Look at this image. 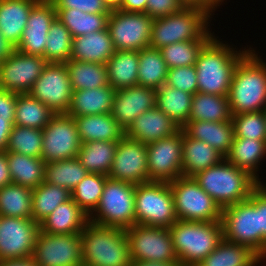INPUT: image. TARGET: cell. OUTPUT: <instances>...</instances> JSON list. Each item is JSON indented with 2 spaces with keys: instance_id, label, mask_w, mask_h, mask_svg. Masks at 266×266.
<instances>
[{
  "instance_id": "obj_42",
  "label": "cell",
  "mask_w": 266,
  "mask_h": 266,
  "mask_svg": "<svg viewBox=\"0 0 266 266\" xmlns=\"http://www.w3.org/2000/svg\"><path fill=\"white\" fill-rule=\"evenodd\" d=\"M57 18L73 38L107 29L109 14L85 13L78 9H56Z\"/></svg>"
},
{
  "instance_id": "obj_26",
  "label": "cell",
  "mask_w": 266,
  "mask_h": 266,
  "mask_svg": "<svg viewBox=\"0 0 266 266\" xmlns=\"http://www.w3.org/2000/svg\"><path fill=\"white\" fill-rule=\"evenodd\" d=\"M182 129L190 138L207 143L224 157L230 151L234 138L231 121H188Z\"/></svg>"
},
{
  "instance_id": "obj_12",
  "label": "cell",
  "mask_w": 266,
  "mask_h": 266,
  "mask_svg": "<svg viewBox=\"0 0 266 266\" xmlns=\"http://www.w3.org/2000/svg\"><path fill=\"white\" fill-rule=\"evenodd\" d=\"M153 20L146 13L110 11L107 29L115 50L140 51L149 47Z\"/></svg>"
},
{
  "instance_id": "obj_21",
  "label": "cell",
  "mask_w": 266,
  "mask_h": 266,
  "mask_svg": "<svg viewBox=\"0 0 266 266\" xmlns=\"http://www.w3.org/2000/svg\"><path fill=\"white\" fill-rule=\"evenodd\" d=\"M156 107V90L135 85L116 91L111 115L124 131L142 113Z\"/></svg>"
},
{
  "instance_id": "obj_62",
  "label": "cell",
  "mask_w": 266,
  "mask_h": 266,
  "mask_svg": "<svg viewBox=\"0 0 266 266\" xmlns=\"http://www.w3.org/2000/svg\"><path fill=\"white\" fill-rule=\"evenodd\" d=\"M264 114H265V121H266V107L265 109L263 110Z\"/></svg>"
},
{
  "instance_id": "obj_36",
  "label": "cell",
  "mask_w": 266,
  "mask_h": 266,
  "mask_svg": "<svg viewBox=\"0 0 266 266\" xmlns=\"http://www.w3.org/2000/svg\"><path fill=\"white\" fill-rule=\"evenodd\" d=\"M232 113L227 96L197 92L193 95L188 121H231Z\"/></svg>"
},
{
  "instance_id": "obj_27",
  "label": "cell",
  "mask_w": 266,
  "mask_h": 266,
  "mask_svg": "<svg viewBox=\"0 0 266 266\" xmlns=\"http://www.w3.org/2000/svg\"><path fill=\"white\" fill-rule=\"evenodd\" d=\"M88 222L89 216L71 198L39 224V231L58 235L77 234L83 231Z\"/></svg>"
},
{
  "instance_id": "obj_61",
  "label": "cell",
  "mask_w": 266,
  "mask_h": 266,
  "mask_svg": "<svg viewBox=\"0 0 266 266\" xmlns=\"http://www.w3.org/2000/svg\"><path fill=\"white\" fill-rule=\"evenodd\" d=\"M103 1L110 11L119 9L123 2V0H103Z\"/></svg>"
},
{
  "instance_id": "obj_48",
  "label": "cell",
  "mask_w": 266,
  "mask_h": 266,
  "mask_svg": "<svg viewBox=\"0 0 266 266\" xmlns=\"http://www.w3.org/2000/svg\"><path fill=\"white\" fill-rule=\"evenodd\" d=\"M234 138L266 140V121L263 111L232 115Z\"/></svg>"
},
{
  "instance_id": "obj_41",
  "label": "cell",
  "mask_w": 266,
  "mask_h": 266,
  "mask_svg": "<svg viewBox=\"0 0 266 266\" xmlns=\"http://www.w3.org/2000/svg\"><path fill=\"white\" fill-rule=\"evenodd\" d=\"M32 192L14 183L0 188V216L32 219Z\"/></svg>"
},
{
  "instance_id": "obj_23",
  "label": "cell",
  "mask_w": 266,
  "mask_h": 266,
  "mask_svg": "<svg viewBox=\"0 0 266 266\" xmlns=\"http://www.w3.org/2000/svg\"><path fill=\"white\" fill-rule=\"evenodd\" d=\"M115 51L109 31L105 29L73 38L70 59L106 64Z\"/></svg>"
},
{
  "instance_id": "obj_13",
  "label": "cell",
  "mask_w": 266,
  "mask_h": 266,
  "mask_svg": "<svg viewBox=\"0 0 266 266\" xmlns=\"http://www.w3.org/2000/svg\"><path fill=\"white\" fill-rule=\"evenodd\" d=\"M32 257L37 266H83L81 233L58 235L39 231Z\"/></svg>"
},
{
  "instance_id": "obj_55",
  "label": "cell",
  "mask_w": 266,
  "mask_h": 266,
  "mask_svg": "<svg viewBox=\"0 0 266 266\" xmlns=\"http://www.w3.org/2000/svg\"><path fill=\"white\" fill-rule=\"evenodd\" d=\"M12 183V177L7 163V152H0V188Z\"/></svg>"
},
{
  "instance_id": "obj_9",
  "label": "cell",
  "mask_w": 266,
  "mask_h": 266,
  "mask_svg": "<svg viewBox=\"0 0 266 266\" xmlns=\"http://www.w3.org/2000/svg\"><path fill=\"white\" fill-rule=\"evenodd\" d=\"M223 238L249 247L260 257L258 186L244 201L222 209Z\"/></svg>"
},
{
  "instance_id": "obj_47",
  "label": "cell",
  "mask_w": 266,
  "mask_h": 266,
  "mask_svg": "<svg viewBox=\"0 0 266 266\" xmlns=\"http://www.w3.org/2000/svg\"><path fill=\"white\" fill-rule=\"evenodd\" d=\"M210 40L181 41L163 46L160 51L168 69L195 65L203 47Z\"/></svg>"
},
{
  "instance_id": "obj_53",
  "label": "cell",
  "mask_w": 266,
  "mask_h": 266,
  "mask_svg": "<svg viewBox=\"0 0 266 266\" xmlns=\"http://www.w3.org/2000/svg\"><path fill=\"white\" fill-rule=\"evenodd\" d=\"M17 94L4 89H0V117L15 118V108Z\"/></svg>"
},
{
  "instance_id": "obj_59",
  "label": "cell",
  "mask_w": 266,
  "mask_h": 266,
  "mask_svg": "<svg viewBox=\"0 0 266 266\" xmlns=\"http://www.w3.org/2000/svg\"><path fill=\"white\" fill-rule=\"evenodd\" d=\"M14 49L15 48L4 39L0 31V62L9 56Z\"/></svg>"
},
{
  "instance_id": "obj_10",
  "label": "cell",
  "mask_w": 266,
  "mask_h": 266,
  "mask_svg": "<svg viewBox=\"0 0 266 266\" xmlns=\"http://www.w3.org/2000/svg\"><path fill=\"white\" fill-rule=\"evenodd\" d=\"M178 220L213 222L221 221L222 209L194 180L179 177L169 182Z\"/></svg>"
},
{
  "instance_id": "obj_44",
  "label": "cell",
  "mask_w": 266,
  "mask_h": 266,
  "mask_svg": "<svg viewBox=\"0 0 266 266\" xmlns=\"http://www.w3.org/2000/svg\"><path fill=\"white\" fill-rule=\"evenodd\" d=\"M72 41L69 29L56 17L48 32L44 59L48 63H66L71 58Z\"/></svg>"
},
{
  "instance_id": "obj_50",
  "label": "cell",
  "mask_w": 266,
  "mask_h": 266,
  "mask_svg": "<svg viewBox=\"0 0 266 266\" xmlns=\"http://www.w3.org/2000/svg\"><path fill=\"white\" fill-rule=\"evenodd\" d=\"M55 9H78L85 13L110 14L103 0H51Z\"/></svg>"
},
{
  "instance_id": "obj_40",
  "label": "cell",
  "mask_w": 266,
  "mask_h": 266,
  "mask_svg": "<svg viewBox=\"0 0 266 266\" xmlns=\"http://www.w3.org/2000/svg\"><path fill=\"white\" fill-rule=\"evenodd\" d=\"M55 115L44 103L27 94H17L15 125L44 129Z\"/></svg>"
},
{
  "instance_id": "obj_58",
  "label": "cell",
  "mask_w": 266,
  "mask_h": 266,
  "mask_svg": "<svg viewBox=\"0 0 266 266\" xmlns=\"http://www.w3.org/2000/svg\"><path fill=\"white\" fill-rule=\"evenodd\" d=\"M0 266H37L33 257L0 261Z\"/></svg>"
},
{
  "instance_id": "obj_15",
  "label": "cell",
  "mask_w": 266,
  "mask_h": 266,
  "mask_svg": "<svg viewBox=\"0 0 266 266\" xmlns=\"http://www.w3.org/2000/svg\"><path fill=\"white\" fill-rule=\"evenodd\" d=\"M42 133L41 158L46 163L77 157L82 142L73 116L55 114Z\"/></svg>"
},
{
  "instance_id": "obj_4",
  "label": "cell",
  "mask_w": 266,
  "mask_h": 266,
  "mask_svg": "<svg viewBox=\"0 0 266 266\" xmlns=\"http://www.w3.org/2000/svg\"><path fill=\"white\" fill-rule=\"evenodd\" d=\"M83 266H132L124 229L89 221L81 232Z\"/></svg>"
},
{
  "instance_id": "obj_11",
  "label": "cell",
  "mask_w": 266,
  "mask_h": 266,
  "mask_svg": "<svg viewBox=\"0 0 266 266\" xmlns=\"http://www.w3.org/2000/svg\"><path fill=\"white\" fill-rule=\"evenodd\" d=\"M125 232L132 262H179L168 228L135 224Z\"/></svg>"
},
{
  "instance_id": "obj_46",
  "label": "cell",
  "mask_w": 266,
  "mask_h": 266,
  "mask_svg": "<svg viewBox=\"0 0 266 266\" xmlns=\"http://www.w3.org/2000/svg\"><path fill=\"white\" fill-rule=\"evenodd\" d=\"M42 129L14 125L8 139L6 152H15L30 157L41 158Z\"/></svg>"
},
{
  "instance_id": "obj_25",
  "label": "cell",
  "mask_w": 266,
  "mask_h": 266,
  "mask_svg": "<svg viewBox=\"0 0 266 266\" xmlns=\"http://www.w3.org/2000/svg\"><path fill=\"white\" fill-rule=\"evenodd\" d=\"M116 90L110 86L74 90L66 114L73 117L111 113Z\"/></svg>"
},
{
  "instance_id": "obj_1",
  "label": "cell",
  "mask_w": 266,
  "mask_h": 266,
  "mask_svg": "<svg viewBox=\"0 0 266 266\" xmlns=\"http://www.w3.org/2000/svg\"><path fill=\"white\" fill-rule=\"evenodd\" d=\"M217 38L214 36L203 47L196 60L198 92L228 96L234 70L252 46L237 50Z\"/></svg>"
},
{
  "instance_id": "obj_38",
  "label": "cell",
  "mask_w": 266,
  "mask_h": 266,
  "mask_svg": "<svg viewBox=\"0 0 266 266\" xmlns=\"http://www.w3.org/2000/svg\"><path fill=\"white\" fill-rule=\"evenodd\" d=\"M71 199V192L66 188L42 182L32 192V219L40 224L60 204Z\"/></svg>"
},
{
  "instance_id": "obj_28",
  "label": "cell",
  "mask_w": 266,
  "mask_h": 266,
  "mask_svg": "<svg viewBox=\"0 0 266 266\" xmlns=\"http://www.w3.org/2000/svg\"><path fill=\"white\" fill-rule=\"evenodd\" d=\"M225 157L207 143L190 138L183 131L182 176L193 177L198 172L219 164Z\"/></svg>"
},
{
  "instance_id": "obj_2",
  "label": "cell",
  "mask_w": 266,
  "mask_h": 266,
  "mask_svg": "<svg viewBox=\"0 0 266 266\" xmlns=\"http://www.w3.org/2000/svg\"><path fill=\"white\" fill-rule=\"evenodd\" d=\"M252 48L237 64L229 88L232 115L263 111L266 107V62Z\"/></svg>"
},
{
  "instance_id": "obj_5",
  "label": "cell",
  "mask_w": 266,
  "mask_h": 266,
  "mask_svg": "<svg viewBox=\"0 0 266 266\" xmlns=\"http://www.w3.org/2000/svg\"><path fill=\"white\" fill-rule=\"evenodd\" d=\"M193 178L221 209L248 199L260 184L247 171L237 168L226 159L198 172Z\"/></svg>"
},
{
  "instance_id": "obj_32",
  "label": "cell",
  "mask_w": 266,
  "mask_h": 266,
  "mask_svg": "<svg viewBox=\"0 0 266 266\" xmlns=\"http://www.w3.org/2000/svg\"><path fill=\"white\" fill-rule=\"evenodd\" d=\"M106 66L108 84L116 91L137 85L139 51L116 50Z\"/></svg>"
},
{
  "instance_id": "obj_35",
  "label": "cell",
  "mask_w": 266,
  "mask_h": 266,
  "mask_svg": "<svg viewBox=\"0 0 266 266\" xmlns=\"http://www.w3.org/2000/svg\"><path fill=\"white\" fill-rule=\"evenodd\" d=\"M7 163L12 183L34 189L44 182L46 162L42 158L7 152Z\"/></svg>"
},
{
  "instance_id": "obj_18",
  "label": "cell",
  "mask_w": 266,
  "mask_h": 266,
  "mask_svg": "<svg viewBox=\"0 0 266 266\" xmlns=\"http://www.w3.org/2000/svg\"><path fill=\"white\" fill-rule=\"evenodd\" d=\"M39 230L33 219L0 216V261L32 257Z\"/></svg>"
},
{
  "instance_id": "obj_37",
  "label": "cell",
  "mask_w": 266,
  "mask_h": 266,
  "mask_svg": "<svg viewBox=\"0 0 266 266\" xmlns=\"http://www.w3.org/2000/svg\"><path fill=\"white\" fill-rule=\"evenodd\" d=\"M70 84L74 90L93 89L107 86L108 75L106 64L70 59L66 63Z\"/></svg>"
},
{
  "instance_id": "obj_45",
  "label": "cell",
  "mask_w": 266,
  "mask_h": 266,
  "mask_svg": "<svg viewBox=\"0 0 266 266\" xmlns=\"http://www.w3.org/2000/svg\"><path fill=\"white\" fill-rule=\"evenodd\" d=\"M107 175L88 173L71 191L72 200L89 216L99 204Z\"/></svg>"
},
{
  "instance_id": "obj_8",
  "label": "cell",
  "mask_w": 266,
  "mask_h": 266,
  "mask_svg": "<svg viewBox=\"0 0 266 266\" xmlns=\"http://www.w3.org/2000/svg\"><path fill=\"white\" fill-rule=\"evenodd\" d=\"M177 220L169 182L135 184V224L169 229Z\"/></svg>"
},
{
  "instance_id": "obj_30",
  "label": "cell",
  "mask_w": 266,
  "mask_h": 266,
  "mask_svg": "<svg viewBox=\"0 0 266 266\" xmlns=\"http://www.w3.org/2000/svg\"><path fill=\"white\" fill-rule=\"evenodd\" d=\"M82 143L91 141H120L125 131L111 113L74 117Z\"/></svg>"
},
{
  "instance_id": "obj_52",
  "label": "cell",
  "mask_w": 266,
  "mask_h": 266,
  "mask_svg": "<svg viewBox=\"0 0 266 266\" xmlns=\"http://www.w3.org/2000/svg\"><path fill=\"white\" fill-rule=\"evenodd\" d=\"M258 213L260 221V258L266 259V182L258 185Z\"/></svg>"
},
{
  "instance_id": "obj_20",
  "label": "cell",
  "mask_w": 266,
  "mask_h": 266,
  "mask_svg": "<svg viewBox=\"0 0 266 266\" xmlns=\"http://www.w3.org/2000/svg\"><path fill=\"white\" fill-rule=\"evenodd\" d=\"M56 17L57 12L53 2L39 0L29 13L22 38L15 49L27 55L44 58L48 32Z\"/></svg>"
},
{
  "instance_id": "obj_60",
  "label": "cell",
  "mask_w": 266,
  "mask_h": 266,
  "mask_svg": "<svg viewBox=\"0 0 266 266\" xmlns=\"http://www.w3.org/2000/svg\"><path fill=\"white\" fill-rule=\"evenodd\" d=\"M132 266H181V265L179 262L140 261V262H132Z\"/></svg>"
},
{
  "instance_id": "obj_16",
  "label": "cell",
  "mask_w": 266,
  "mask_h": 266,
  "mask_svg": "<svg viewBox=\"0 0 266 266\" xmlns=\"http://www.w3.org/2000/svg\"><path fill=\"white\" fill-rule=\"evenodd\" d=\"M183 129L147 144L149 182H171L182 177Z\"/></svg>"
},
{
  "instance_id": "obj_24",
  "label": "cell",
  "mask_w": 266,
  "mask_h": 266,
  "mask_svg": "<svg viewBox=\"0 0 266 266\" xmlns=\"http://www.w3.org/2000/svg\"><path fill=\"white\" fill-rule=\"evenodd\" d=\"M39 0H0V31L14 48L19 44L32 7Z\"/></svg>"
},
{
  "instance_id": "obj_39",
  "label": "cell",
  "mask_w": 266,
  "mask_h": 266,
  "mask_svg": "<svg viewBox=\"0 0 266 266\" xmlns=\"http://www.w3.org/2000/svg\"><path fill=\"white\" fill-rule=\"evenodd\" d=\"M168 67L160 49L143 48L139 51L137 85L158 90L165 83Z\"/></svg>"
},
{
  "instance_id": "obj_56",
  "label": "cell",
  "mask_w": 266,
  "mask_h": 266,
  "mask_svg": "<svg viewBox=\"0 0 266 266\" xmlns=\"http://www.w3.org/2000/svg\"><path fill=\"white\" fill-rule=\"evenodd\" d=\"M147 0H123L120 10L126 12L145 13Z\"/></svg>"
},
{
  "instance_id": "obj_33",
  "label": "cell",
  "mask_w": 266,
  "mask_h": 266,
  "mask_svg": "<svg viewBox=\"0 0 266 266\" xmlns=\"http://www.w3.org/2000/svg\"><path fill=\"white\" fill-rule=\"evenodd\" d=\"M118 141H91L82 143L77 159L89 173L109 174Z\"/></svg>"
},
{
  "instance_id": "obj_49",
  "label": "cell",
  "mask_w": 266,
  "mask_h": 266,
  "mask_svg": "<svg viewBox=\"0 0 266 266\" xmlns=\"http://www.w3.org/2000/svg\"><path fill=\"white\" fill-rule=\"evenodd\" d=\"M165 83L175 89H180L194 95L198 92L195 65L168 69Z\"/></svg>"
},
{
  "instance_id": "obj_29",
  "label": "cell",
  "mask_w": 266,
  "mask_h": 266,
  "mask_svg": "<svg viewBox=\"0 0 266 266\" xmlns=\"http://www.w3.org/2000/svg\"><path fill=\"white\" fill-rule=\"evenodd\" d=\"M265 156L266 140L233 138L230 151L225 159L237 168L247 171L259 183H264L259 178L258 172L260 166H262L261 161L265 160Z\"/></svg>"
},
{
  "instance_id": "obj_31",
  "label": "cell",
  "mask_w": 266,
  "mask_h": 266,
  "mask_svg": "<svg viewBox=\"0 0 266 266\" xmlns=\"http://www.w3.org/2000/svg\"><path fill=\"white\" fill-rule=\"evenodd\" d=\"M265 260L249 247L223 238L219 245L196 266H260L262 262L266 265Z\"/></svg>"
},
{
  "instance_id": "obj_54",
  "label": "cell",
  "mask_w": 266,
  "mask_h": 266,
  "mask_svg": "<svg viewBox=\"0 0 266 266\" xmlns=\"http://www.w3.org/2000/svg\"><path fill=\"white\" fill-rule=\"evenodd\" d=\"M15 125V118L0 117V152H5L8 147V139Z\"/></svg>"
},
{
  "instance_id": "obj_6",
  "label": "cell",
  "mask_w": 266,
  "mask_h": 266,
  "mask_svg": "<svg viewBox=\"0 0 266 266\" xmlns=\"http://www.w3.org/2000/svg\"><path fill=\"white\" fill-rule=\"evenodd\" d=\"M175 253L181 266H196L223 239L221 221L177 220L170 228Z\"/></svg>"
},
{
  "instance_id": "obj_7",
  "label": "cell",
  "mask_w": 266,
  "mask_h": 266,
  "mask_svg": "<svg viewBox=\"0 0 266 266\" xmlns=\"http://www.w3.org/2000/svg\"><path fill=\"white\" fill-rule=\"evenodd\" d=\"M89 221L124 230L135 225V184L108 177Z\"/></svg>"
},
{
  "instance_id": "obj_43",
  "label": "cell",
  "mask_w": 266,
  "mask_h": 266,
  "mask_svg": "<svg viewBox=\"0 0 266 266\" xmlns=\"http://www.w3.org/2000/svg\"><path fill=\"white\" fill-rule=\"evenodd\" d=\"M89 172L77 157L49 162L44 168V182L66 188L70 192Z\"/></svg>"
},
{
  "instance_id": "obj_51",
  "label": "cell",
  "mask_w": 266,
  "mask_h": 266,
  "mask_svg": "<svg viewBox=\"0 0 266 266\" xmlns=\"http://www.w3.org/2000/svg\"><path fill=\"white\" fill-rule=\"evenodd\" d=\"M185 6L182 0H147L145 13L155 19L179 12Z\"/></svg>"
},
{
  "instance_id": "obj_34",
  "label": "cell",
  "mask_w": 266,
  "mask_h": 266,
  "mask_svg": "<svg viewBox=\"0 0 266 266\" xmlns=\"http://www.w3.org/2000/svg\"><path fill=\"white\" fill-rule=\"evenodd\" d=\"M192 98V94L175 89L166 83L156 90V106L180 128L188 122Z\"/></svg>"
},
{
  "instance_id": "obj_17",
  "label": "cell",
  "mask_w": 266,
  "mask_h": 266,
  "mask_svg": "<svg viewBox=\"0 0 266 266\" xmlns=\"http://www.w3.org/2000/svg\"><path fill=\"white\" fill-rule=\"evenodd\" d=\"M47 64L41 56L27 55L14 49L0 62V89L27 94Z\"/></svg>"
},
{
  "instance_id": "obj_19",
  "label": "cell",
  "mask_w": 266,
  "mask_h": 266,
  "mask_svg": "<svg viewBox=\"0 0 266 266\" xmlns=\"http://www.w3.org/2000/svg\"><path fill=\"white\" fill-rule=\"evenodd\" d=\"M108 177L133 184L149 182L147 144L126 136L118 141Z\"/></svg>"
},
{
  "instance_id": "obj_14",
  "label": "cell",
  "mask_w": 266,
  "mask_h": 266,
  "mask_svg": "<svg viewBox=\"0 0 266 266\" xmlns=\"http://www.w3.org/2000/svg\"><path fill=\"white\" fill-rule=\"evenodd\" d=\"M28 94L55 114H66L73 95L65 63H48Z\"/></svg>"
},
{
  "instance_id": "obj_3",
  "label": "cell",
  "mask_w": 266,
  "mask_h": 266,
  "mask_svg": "<svg viewBox=\"0 0 266 266\" xmlns=\"http://www.w3.org/2000/svg\"><path fill=\"white\" fill-rule=\"evenodd\" d=\"M213 14L204 7L186 5L179 12L155 18L152 23L149 47L161 49L181 41L211 40Z\"/></svg>"
},
{
  "instance_id": "obj_57",
  "label": "cell",
  "mask_w": 266,
  "mask_h": 266,
  "mask_svg": "<svg viewBox=\"0 0 266 266\" xmlns=\"http://www.w3.org/2000/svg\"><path fill=\"white\" fill-rule=\"evenodd\" d=\"M182 1L186 5H195V6L204 7L208 11H210L213 15H214L216 9H218L220 7V5H223L224 1L226 2V0H182Z\"/></svg>"
},
{
  "instance_id": "obj_22",
  "label": "cell",
  "mask_w": 266,
  "mask_h": 266,
  "mask_svg": "<svg viewBox=\"0 0 266 266\" xmlns=\"http://www.w3.org/2000/svg\"><path fill=\"white\" fill-rule=\"evenodd\" d=\"M180 127L157 106L140 114L125 131V136L149 144L169 137Z\"/></svg>"
}]
</instances>
